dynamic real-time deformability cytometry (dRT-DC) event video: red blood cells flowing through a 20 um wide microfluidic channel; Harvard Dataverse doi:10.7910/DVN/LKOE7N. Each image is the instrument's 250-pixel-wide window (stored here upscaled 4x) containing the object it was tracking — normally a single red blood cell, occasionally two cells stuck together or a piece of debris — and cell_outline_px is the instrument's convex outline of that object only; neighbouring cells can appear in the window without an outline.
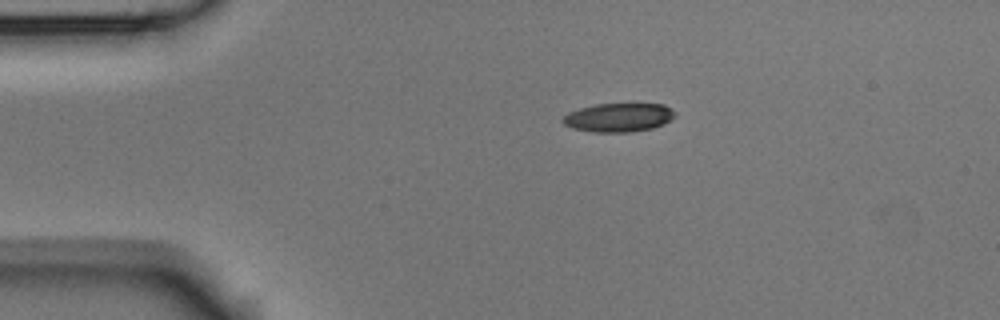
{"species": "Egyptian fruit bat (a non-hibernating species)", "species_latin": "Rousettus aegyptiacus", "temperature_condition": "room temperature", "stored_images_in_passage": 2, "camera_frame_rate_fps": 3000, "um_per_image_px": 0.085, "animal": {"sex": "male"}, "frame": {"image": 1, "passage_image": 1, "time_ms": 0.0, "image_size_px": [1000, 320], "cell_outline_px": [[676, 116], [672, 120], [664, 124], [652, 128], [632, 132], [592, 132], [572, 128], [564, 124], [560, 120], [568, 112], [580, 108], [596, 104], [664, 104], [676, 112]], "centroid_in_image_um": [52.59, 9.99], "position_along_channel_um": 32.4, "area_um2": 18.96}}